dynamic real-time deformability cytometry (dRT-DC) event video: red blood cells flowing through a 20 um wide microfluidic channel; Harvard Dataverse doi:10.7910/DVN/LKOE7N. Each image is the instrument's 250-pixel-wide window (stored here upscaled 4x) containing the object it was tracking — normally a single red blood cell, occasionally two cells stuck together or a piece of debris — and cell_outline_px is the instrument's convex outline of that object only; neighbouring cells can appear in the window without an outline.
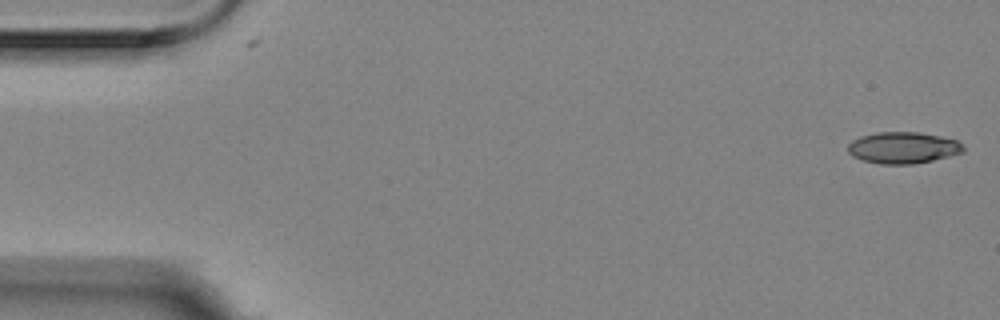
{"species": "Egyptian fruit bat (a non-hibernating species)", "species_latin": "Rousettus aegyptiacus", "temperature_condition": "room temperature", "stored_images_in_passage": 2, "camera_frame_rate_fps": 3000, "um_per_image_px": 0.085, "animal": {"sex": "female"}, "frame": {"image": 1, "passage_image": 2, "time_ms": 0.333, "image_size_px": [1000, 320], "cell_outline_px": [[964, 152], [932, 160], [912, 164], [880, 164], [864, 160], [852, 156], [848, 152], [848, 144], [852, 140], [860, 136], [876, 132], [920, 132], [940, 136], [956, 140], [964, 144]], "centroid_in_image_um": [76.75, 12.55], "position_along_channel_um": 8.2, "area_um2": 21.21}}